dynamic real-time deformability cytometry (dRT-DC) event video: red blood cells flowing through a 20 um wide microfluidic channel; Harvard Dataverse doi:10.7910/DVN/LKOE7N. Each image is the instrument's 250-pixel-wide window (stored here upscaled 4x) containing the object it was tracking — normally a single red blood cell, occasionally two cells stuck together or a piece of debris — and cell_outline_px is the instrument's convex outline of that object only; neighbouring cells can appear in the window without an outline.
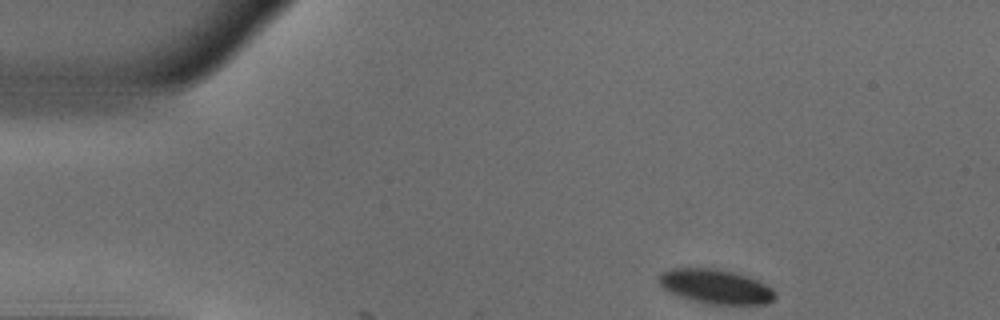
{"species": "common noctule bat (a hibernating species)", "species_latin": "Nyctalus noctula", "temperature_condition": "warm", "stored_images_in_passage": 2, "camera_frame_rate_fps": 3000, "um_per_image_px": 0.085, "animal": {"sex": "male", "body_mass_g": 18.8}, "frame": {"image": 1, "passage_image": 1, "time_ms": 0.0, "image_size_px": [1000, 320], "cell_outline_px": [[776, 296], [772, 300], [764, 304], [708, 304], [676, 296], [668, 292], [656, 280], [660, 272], [668, 268], [716, 268], [736, 272], [748, 276], [772, 288]], "centroid_in_image_um": [60.76, 24.34], "position_along_channel_um": 24.2, "area_um2": 23.58}}